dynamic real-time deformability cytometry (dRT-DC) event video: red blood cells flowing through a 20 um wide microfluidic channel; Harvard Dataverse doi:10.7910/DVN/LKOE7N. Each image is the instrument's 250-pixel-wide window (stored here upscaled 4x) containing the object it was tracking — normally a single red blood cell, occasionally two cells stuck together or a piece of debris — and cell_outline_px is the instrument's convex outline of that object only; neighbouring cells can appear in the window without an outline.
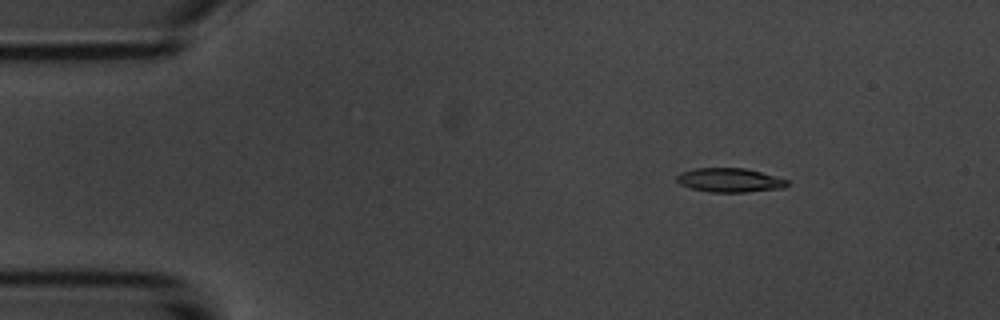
{"species": "common noctule bat (a hibernating species)", "species_latin": "Nyctalus noctula", "temperature_condition": "room temperature", "stored_images_in_passage": 15, "camera_frame_rate_fps": 3000, "um_per_image_px": 0.085, "animal": {"sex": "male", "body_mass_g": 20.1, "forearm_length_mm": 53.5}, "frame": {"image": 1, "passage_image": 3, "time_ms": 2.333, "image_size_px": [1000, 320], "cell_outline_px": [[788, 184], [784, 188], [744, 192], [708, 192], [692, 188], [680, 184], [676, 180], [676, 176], [680, 172], [696, 168], [744, 168], [760, 172], [788, 180]], "centroid_in_image_um": [62.0, 15.31], "position_along_channel_um": 23.0, "area_um2": 15.37}}
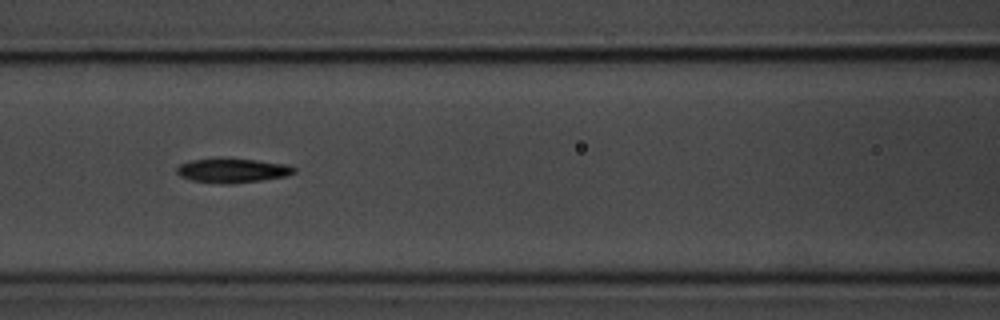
{"frame": {"image": 2, "passage_image": 7, "time_ms": 7.667, "image_size_px": [1000, 320], "cell_outline_px": [[296, 172], [284, 176], [260, 180], [232, 184], [224, 184], [192, 180], [180, 176], [176, 172], [176, 168], [180, 164], [192, 160], [220, 156], [256, 160], [288, 164], [296, 168]], "centroid_in_image_um": [19.73, 14.46], "position_along_channel_um": 146.9, "area_um2": 16.99}}
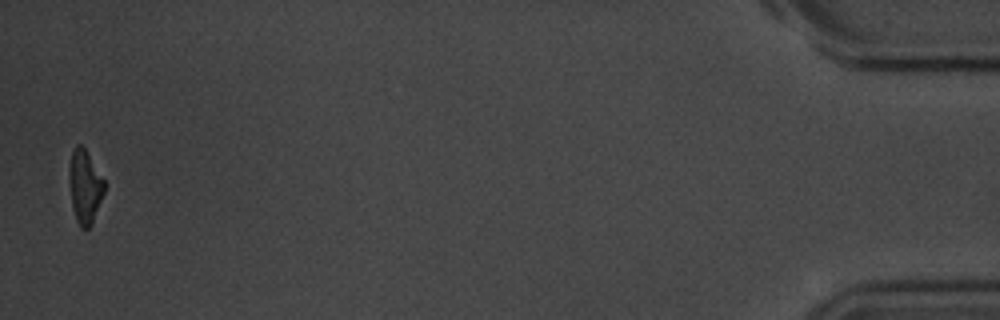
{"frame": {"image": 3, "passage_image": 15, "time_ms": 18.0, "image_size_px": [1000, 320], "cell_outline_px": [[104, 192], [92, 224], [88, 228], [80, 228], [76, 220], [72, 208], [68, 176], [72, 152], [76, 144], [80, 144], [84, 148], [104, 180]], "centroid_in_image_um": [7.19, 15.89], "position_along_channel_um": 428.0, "area_um2": 14.85}, "authors_computed_cell_mechanics": {"area_um2": 16.184, "velocity_mm_per_s": 3.6082, "shape_relaxation_time_tau1_ms": 3.5535, "shape_relaxation_time_tau2_ms": null, "deformation_change_tau1": 0.1421, "deformation_change_tau2": null}}